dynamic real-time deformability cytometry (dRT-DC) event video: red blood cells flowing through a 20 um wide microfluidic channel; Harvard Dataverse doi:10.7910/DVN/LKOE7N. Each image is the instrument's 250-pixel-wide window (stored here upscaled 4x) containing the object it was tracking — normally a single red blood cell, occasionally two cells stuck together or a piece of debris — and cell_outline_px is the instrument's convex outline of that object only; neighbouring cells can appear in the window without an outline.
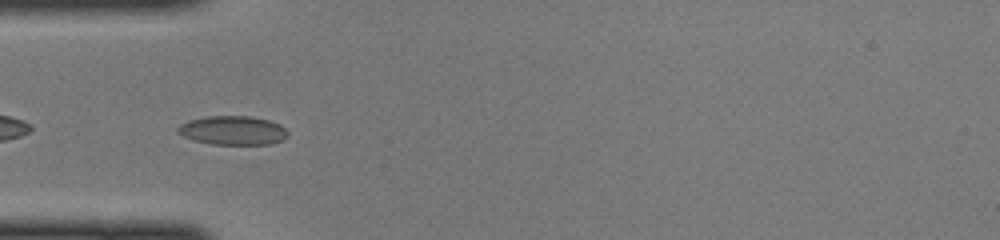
{"species": "common noctule bat (a hibernating species)", "species_latin": "Nyctalus noctula", "temperature_condition": "cold", "stored_images_in_passage": 46, "camera_frame_rate_fps": 3000, "um_per_image_px": 0.085, "animal": {"sex": "female", "body_mass_g": 22.0, "forearm_length_mm": 56.7}, "frame": {"image": 1, "passage_image": 15, "time_ms": 4.667, "image_size_px": [1000, 240], "cell_outline_px": [[288, 136], [272, 144], [212, 144], [192, 140], [176, 132], [176, 128], [180, 124], [188, 120], [208, 116], [248, 116], [268, 120], [280, 124], [288, 132]], "centroid_in_image_um": [19.76, 11.08], "position_along_channel_um": 65.2, "area_um2": 18.55}}
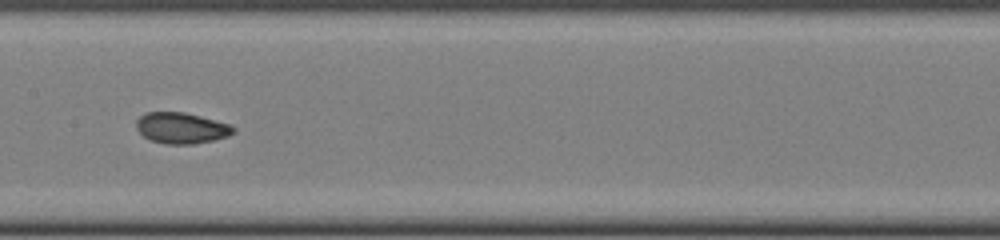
{"frame": {"image": 2, "passage_image": 24, "time_ms": 7.667, "image_size_px": [1000, 240], "cell_outline_px": [[236, 132], [228, 136], [212, 140], [192, 144], [164, 144], [152, 140], [144, 136], [136, 128], [136, 120], [144, 112], [184, 112], [232, 124], [236, 128]], "centroid_in_image_um": [15.44, 10.87], "position_along_channel_um": 192.0, "area_um2": 17.63}}
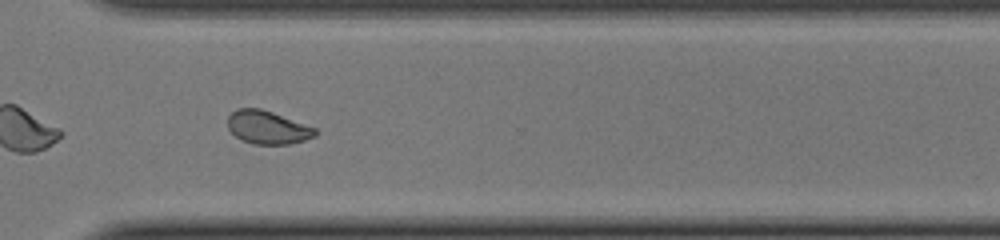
{"frame": {"image": 3, "passage_image": 35, "time_ms": 11.333, "image_size_px": [1000, 240], "cell_outline_px": [[316, 136], [292, 144], [252, 144], [240, 140], [228, 128], [228, 116], [236, 108], [260, 108], [272, 112], [316, 128]], "centroid_in_image_um": [22.73, 10.83], "position_along_channel_um": 347.9, "area_um2": 16.94}}